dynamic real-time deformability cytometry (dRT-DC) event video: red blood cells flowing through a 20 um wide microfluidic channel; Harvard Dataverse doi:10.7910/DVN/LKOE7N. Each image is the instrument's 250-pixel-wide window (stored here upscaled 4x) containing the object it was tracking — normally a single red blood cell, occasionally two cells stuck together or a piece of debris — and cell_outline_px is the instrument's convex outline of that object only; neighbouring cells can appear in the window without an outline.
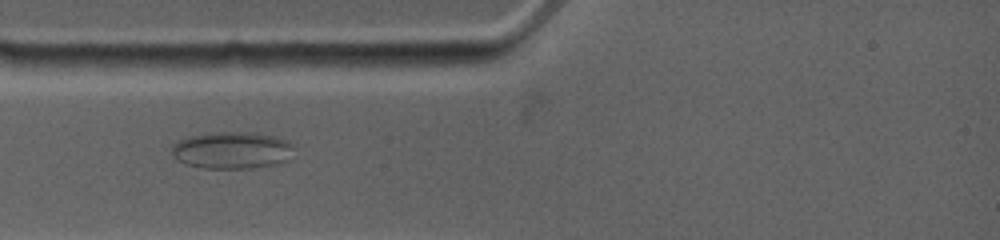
{"species": "common noctule bat (a hibernating species)", "species_latin": "Nyctalus noctula", "temperature_condition": "warm", "stored_images_in_passage": 8, "camera_frame_rate_fps": 4500, "um_per_image_px": 0.085, "animal": {"sex": "female", "body_mass_g": 19.0, "forearm_length_mm": 53.3}, "frame": {"image": 1, "passage_image": 3, "time_ms": 1.333, "image_size_px": [1000, 240], "cell_outline_px": [[296, 144], [284, 160], [272, 164], [252, 168], [204, 168], [184, 164], [172, 156], [172, 144], [188, 136], [208, 132], [252, 132], [272, 136], [288, 140]], "centroid_in_image_um": [19.66, 12.75], "position_along_channel_um": 65.3, "area_um2": 26.3}}
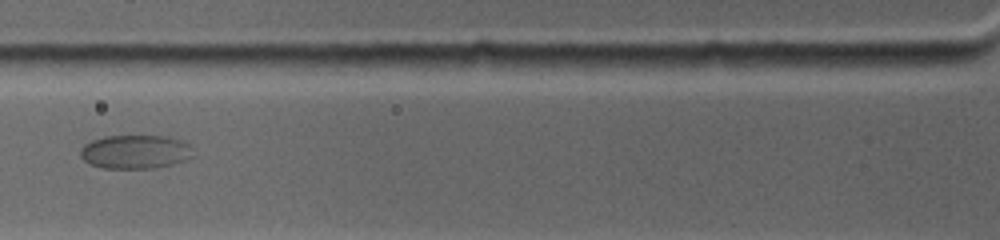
{"frame": {"image": 2, "passage_image": 5, "time_ms": 2.667, "image_size_px": [1000, 240], "cell_outline_px": [[196, 156], [172, 164], [152, 168], [104, 168], [88, 164], [80, 156], [80, 148], [84, 144], [92, 140], [104, 136], [168, 136], [184, 140], [192, 144]], "centroid_in_image_um": [11.55, 12.89], "position_along_channel_um": 114.2, "area_um2": 22.66}}
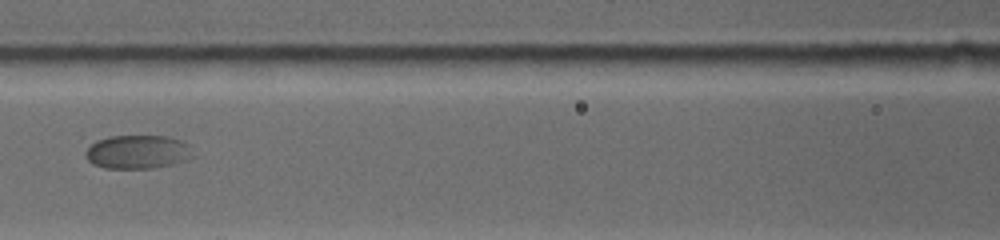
{"frame": {"image": 3, "passage_image": 7, "time_ms": 3.778, "image_size_px": [1000, 240], "cell_outline_px": [[196, 156], [176, 164], [152, 168], [104, 168], [92, 164], [88, 160], [84, 152], [96, 140], [108, 136], [168, 136], [180, 140], [188, 144]], "centroid_in_image_um": [11.73, 12.92], "position_along_channel_um": 154.9, "area_um2": 21.33}}